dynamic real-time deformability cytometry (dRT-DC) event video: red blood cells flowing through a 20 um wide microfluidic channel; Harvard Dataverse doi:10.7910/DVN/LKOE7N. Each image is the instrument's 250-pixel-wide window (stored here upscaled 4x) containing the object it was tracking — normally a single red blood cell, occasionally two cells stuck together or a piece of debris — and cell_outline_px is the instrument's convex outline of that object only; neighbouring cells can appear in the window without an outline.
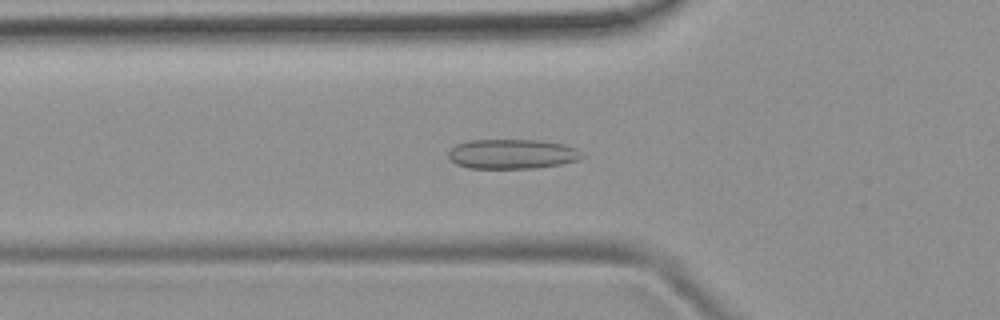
{"species": "common noctule bat (a hibernating species)", "species_latin": "Nyctalus noctula", "temperature_condition": "room temperature", "stored_images_in_passage": 44, "camera_frame_rate_fps": 3000, "um_per_image_px": 0.085, "animal": {"sex": "female", "body_mass_g": 19.9}, "frame": {"image": 1, "passage_image": 17, "time_ms": 5.333, "image_size_px": [1000, 320], "cell_outline_px": [[584, 156], [580, 160], [560, 164], [536, 168], [468, 168], [456, 164], [448, 156], [448, 152], [456, 144], [468, 140], [544, 140], [564, 144], [576, 148]], "centroid_in_image_um": [43.55, 13.08], "position_along_channel_um": 82.3, "area_um2": 23.24}}
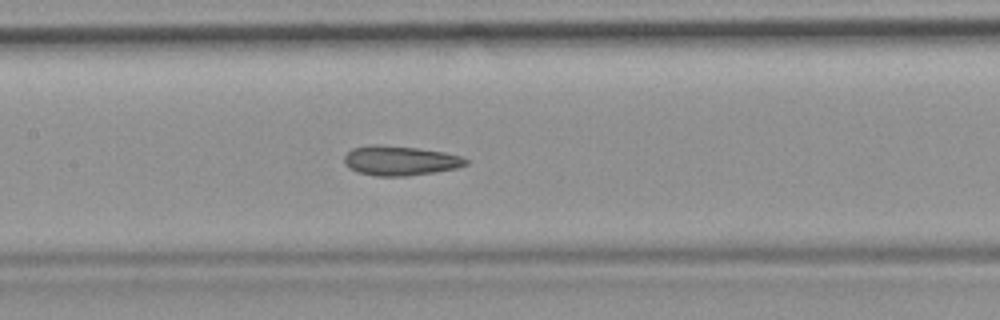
{"frame": {"image": 2, "passage_image": 24, "time_ms": 7.667, "image_size_px": [1000, 320], "cell_outline_px": [[468, 164], [456, 168], [436, 172], [408, 176], [376, 176], [356, 172], [348, 168], [344, 164], [344, 156], [352, 148], [372, 144], [380, 144], [416, 148], [444, 152], [460, 156], [468, 160]], "centroid_in_image_um": [33.97, 13.66], "position_along_channel_um": 173.4, "area_um2": 21.15}}
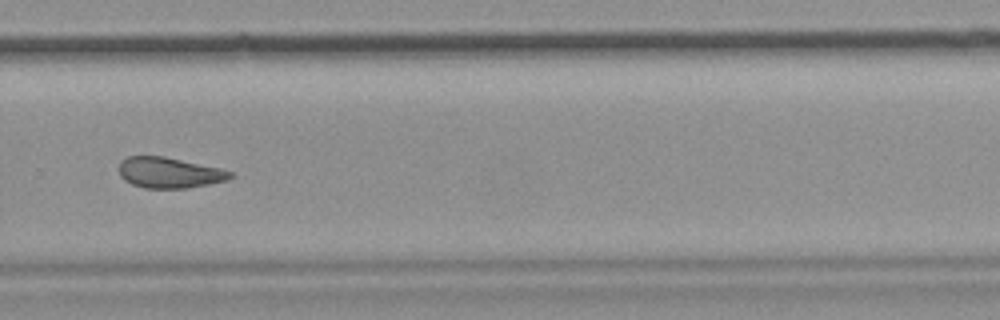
{"frame": {"image": 3, "passage_image": 35, "time_ms": 11.333, "image_size_px": [1000, 320], "cell_outline_px": [[232, 176], [228, 180], [188, 188], [144, 188], [132, 184], [124, 180], [120, 176], [120, 160], [128, 156], [164, 156], [220, 168], [232, 172]], "centroid_in_image_um": [14.37, 14.68], "position_along_channel_um": 315.4, "area_um2": 19.88}, "authors_computed_cell_mechanics": {"area_um2": 21.1259, "velocity_mm_per_s": 3.8901, "shape_relaxation_time_tau1_ms": null, "shape_relaxation_time_tau2_ms": 3.4945, "deformation_change_tau1": null, "deformation_change_tau2": 0.0971}}